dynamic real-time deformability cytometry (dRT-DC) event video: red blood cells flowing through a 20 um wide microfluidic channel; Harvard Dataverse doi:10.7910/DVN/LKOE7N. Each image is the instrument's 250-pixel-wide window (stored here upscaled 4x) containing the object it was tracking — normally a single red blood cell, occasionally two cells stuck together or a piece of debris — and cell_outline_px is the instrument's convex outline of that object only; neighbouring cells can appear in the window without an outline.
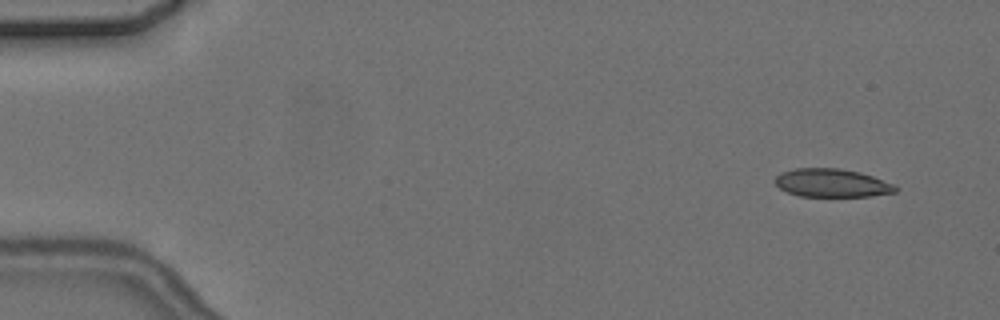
{"species": "common noctule bat (a hibernating species)", "species_latin": "Nyctalus noctula", "temperature_condition": "cold", "stored_images_in_passage": 5, "camera_frame_rate_fps": 3000, "um_per_image_px": 0.085, "animal": {"sex": "female", "body_mass_g": 24.6, "forearm_length_mm": 56.2}, "frame": {"image": 1, "passage_image": 1, "time_ms": 0.0, "image_size_px": [1000, 320], "cell_outline_px": [[900, 188], [896, 192], [872, 196], [800, 196], [788, 192], [780, 188], [772, 180], [780, 172], [796, 168], [840, 168], [860, 172], [896, 184]], "centroid_in_image_um": [70.73, 15.55], "position_along_channel_um": 14.3, "area_um2": 20.06}}
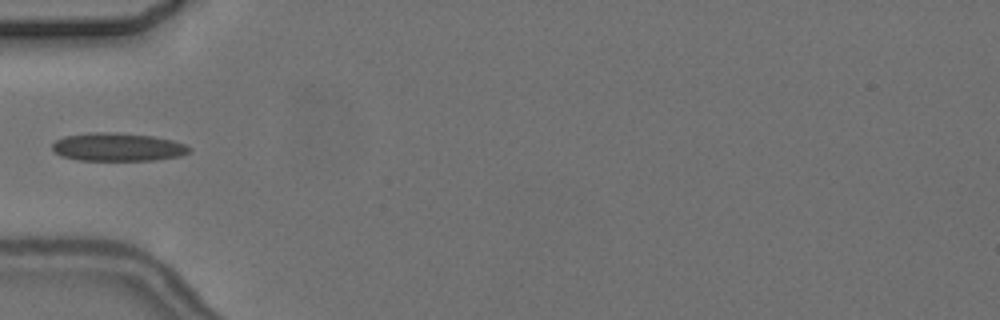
{"frame": {"image": 2, "passage_image": 4, "time_ms": 5.0, "image_size_px": [1000, 320], "cell_outline_px": [[192, 152], [180, 156], [156, 160], [80, 160], [60, 156], [52, 152], [52, 144], [56, 140], [64, 136], [88, 132], [116, 132], [152, 136], [172, 140], [184, 144], [192, 148]], "centroid_in_image_um": [9.99, 12.49], "position_along_channel_um": 75.0, "area_um2": 22.77}}
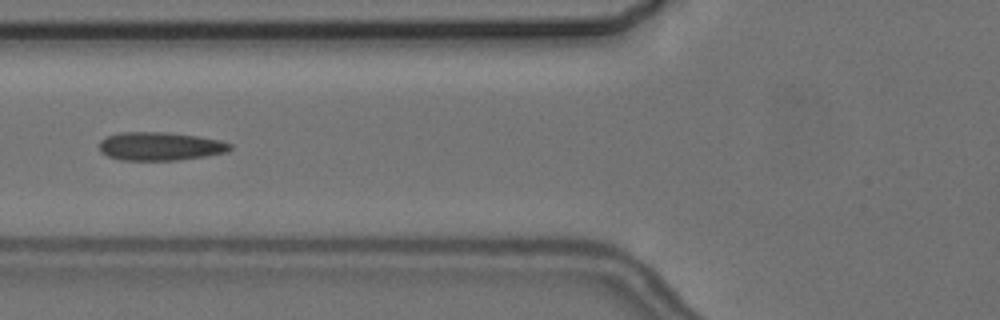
{"frame": {"image": 3, "passage_image": 5, "time_ms": 6.0, "image_size_px": [1000, 320], "cell_outline_px": [[232, 148], [228, 152], [208, 156], [176, 160], [120, 160], [108, 156], [100, 152], [100, 140], [108, 136], [120, 132], [168, 132], [196, 136], [220, 140], [232, 144]], "centroid_in_image_um": [13.63, 12.43], "position_along_channel_um": 112.2, "area_um2": 21.73}}